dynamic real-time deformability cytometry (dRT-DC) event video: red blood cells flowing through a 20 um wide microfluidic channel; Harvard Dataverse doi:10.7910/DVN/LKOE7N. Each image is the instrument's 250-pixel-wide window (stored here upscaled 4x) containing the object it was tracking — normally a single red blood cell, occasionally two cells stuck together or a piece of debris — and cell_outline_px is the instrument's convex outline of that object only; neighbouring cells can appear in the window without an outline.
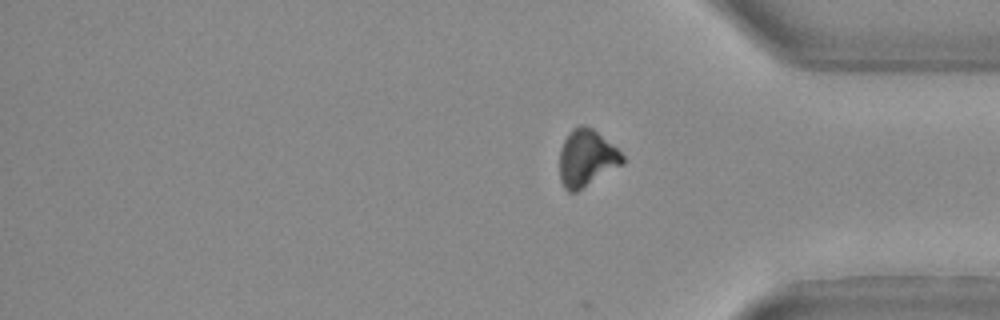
{"species": "Egyptian fruit bat (a non-hibernating species)", "species_latin": "Rousettus aegyptiacus", "temperature_condition": "warm", "stored_images_in_passage": 34, "segment_of_instrument_passage": [2, 2], "camera_frame_rate_fps": 3000, "um_per_image_px": 0.085, "animal": {"sex": "female"}, "frame": {"image": 1, "passage_image": 34, "time_ms": 11.0, "image_size_px": [1000, 320], "cell_outline_px": [[624, 164], [576, 192], [568, 192], [564, 188], [560, 180], [560, 152], [564, 140], [572, 128], [580, 124], [584, 124], [592, 128], [616, 148], [624, 156]], "centroid_in_image_um": [49.85, 13.45], "position_along_channel_um": 385.3, "area_um2": 20.81}}